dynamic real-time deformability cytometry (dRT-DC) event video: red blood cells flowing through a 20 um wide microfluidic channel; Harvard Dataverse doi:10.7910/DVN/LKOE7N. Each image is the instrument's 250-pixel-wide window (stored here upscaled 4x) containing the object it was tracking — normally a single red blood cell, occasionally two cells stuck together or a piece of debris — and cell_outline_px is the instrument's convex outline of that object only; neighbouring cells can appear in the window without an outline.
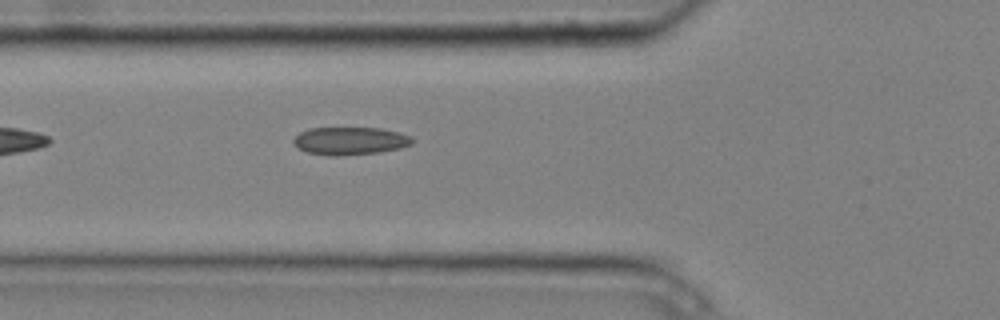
{"species": "common noctule bat (a hibernating species)", "species_latin": "Nyctalus noctula", "temperature_condition": "cold", "stored_images_in_passage": 6, "camera_frame_rate_fps": 3000, "um_per_image_px": 0.085, "animal": {"sex": "male", "body_mass_g": 20.4}, "frame": {"image": 1, "passage_image": 6, "time_ms": 1.667, "image_size_px": [1000, 320], "cell_outline_px": [[412, 144], [400, 148], [380, 152], [336, 156], [332, 156], [308, 152], [300, 148], [292, 140], [300, 132], [308, 128], [380, 128], [412, 136]], "centroid_in_image_um": [29.76, 11.97], "position_along_channel_um": 96.0, "area_um2": 19.02}}